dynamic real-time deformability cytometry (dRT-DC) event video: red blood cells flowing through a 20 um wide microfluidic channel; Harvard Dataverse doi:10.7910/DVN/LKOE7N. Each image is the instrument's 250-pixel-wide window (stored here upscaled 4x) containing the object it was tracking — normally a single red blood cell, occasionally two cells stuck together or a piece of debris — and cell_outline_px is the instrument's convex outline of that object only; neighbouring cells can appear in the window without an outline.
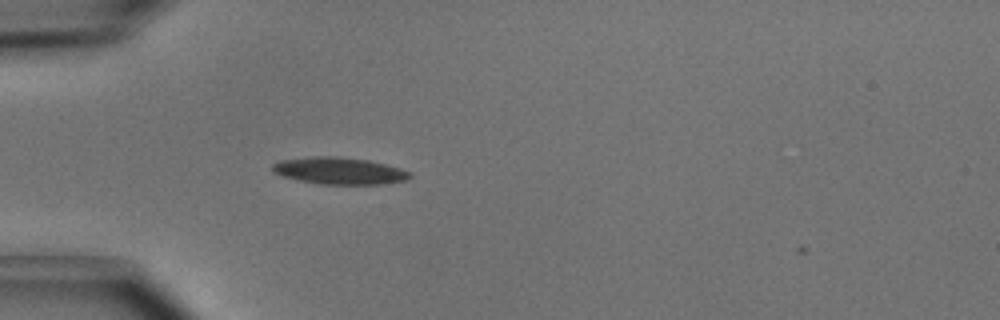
{"species": "common noctule bat (a hibernating species)", "species_latin": "Nyctalus noctula", "temperature_condition": "cold", "stored_images_in_passage": 1, "camera_frame_rate_fps": 3000, "um_per_image_px": 0.085, "animal": {"sex": "male", "body_mass_g": 15.6}, "frame": {"image": 1, "passage_image": 1, "time_ms": 0.0, "image_size_px": [1000, 320], "cell_outline_px": [[412, 176], [404, 180], [380, 184], [320, 184], [300, 180], [284, 176], [272, 172], [272, 164], [280, 160], [312, 156], [336, 156], [368, 160], [400, 168], [412, 172]], "centroid_in_image_um": [28.83, 14.51], "position_along_channel_um": 56.2, "area_um2": 21.44}}